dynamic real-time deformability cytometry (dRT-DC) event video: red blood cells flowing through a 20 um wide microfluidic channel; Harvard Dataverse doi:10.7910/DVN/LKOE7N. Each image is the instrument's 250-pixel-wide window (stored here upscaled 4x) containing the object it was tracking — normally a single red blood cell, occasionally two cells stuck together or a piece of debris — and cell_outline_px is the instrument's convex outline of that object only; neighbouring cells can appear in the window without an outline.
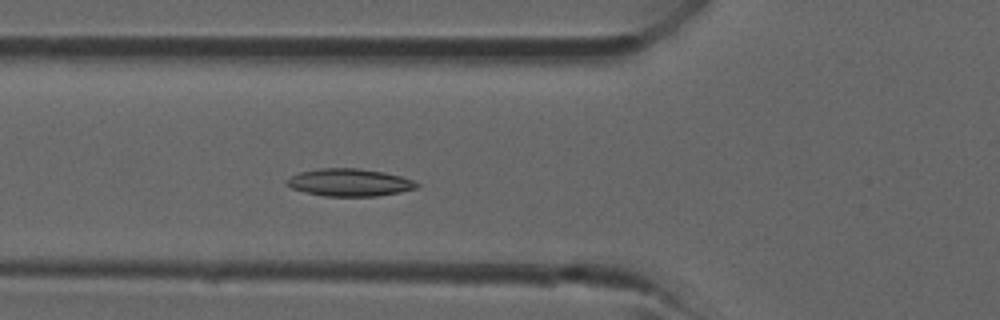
{"species": "common noctule bat (a hibernating species)", "species_latin": "Nyctalus noctula", "temperature_condition": "room temperature", "stored_images_in_passage": 37, "camera_frame_rate_fps": 3000, "um_per_image_px": 0.085, "animal": {"sex": "male", "forearm_length_mm": 52.5}, "frame": {"image": 1, "passage_image": 12, "time_ms": 3.667, "image_size_px": [1000, 320], "cell_outline_px": [[420, 184], [416, 188], [400, 192], [376, 196], [324, 196], [304, 192], [292, 188], [284, 180], [300, 172], [320, 168], [356, 168], [384, 172], [400, 176], [412, 180]], "centroid_in_image_um": [29.7, 15.51], "position_along_channel_um": 96.1, "area_um2": 20.69}}
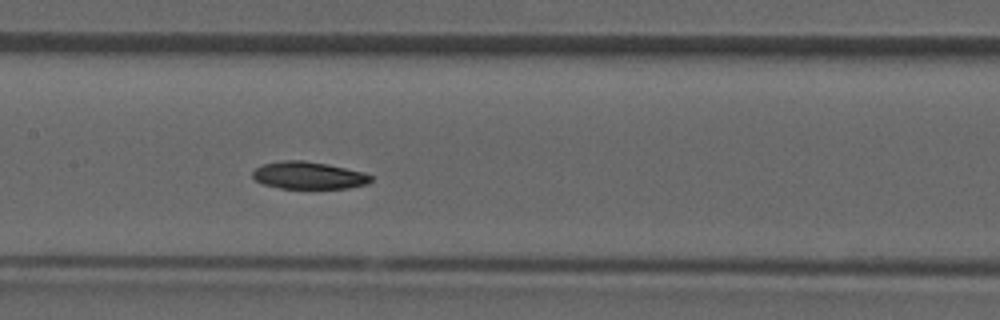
{"frame": {"image": 2, "passage_image": 17, "time_ms": 5.333, "image_size_px": [1000, 320], "cell_outline_px": [[372, 180], [368, 184], [348, 188], [280, 188], [264, 184], [256, 180], [252, 176], [252, 172], [256, 168], [264, 164], [284, 160], [304, 160], [328, 164], [364, 172], [372, 176]], "centroid_in_image_um": [26.26, 14.9], "position_along_channel_um": 181.1, "area_um2": 18.79}}
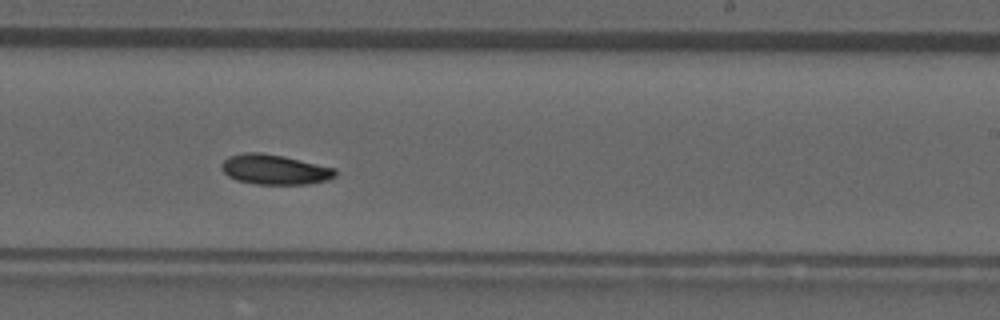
{"frame": {"image": 3, "passage_image": 22, "time_ms": 7.0, "image_size_px": [1000, 320], "cell_outline_px": [[336, 176], [328, 180], [308, 184], [256, 184], [236, 180], [228, 176], [220, 168], [220, 164], [228, 156], [248, 152], [256, 152], [284, 156], [336, 168]], "centroid_in_image_um": [23.34, 14.41], "position_along_channel_um": 265.7, "area_um2": 19.94}}